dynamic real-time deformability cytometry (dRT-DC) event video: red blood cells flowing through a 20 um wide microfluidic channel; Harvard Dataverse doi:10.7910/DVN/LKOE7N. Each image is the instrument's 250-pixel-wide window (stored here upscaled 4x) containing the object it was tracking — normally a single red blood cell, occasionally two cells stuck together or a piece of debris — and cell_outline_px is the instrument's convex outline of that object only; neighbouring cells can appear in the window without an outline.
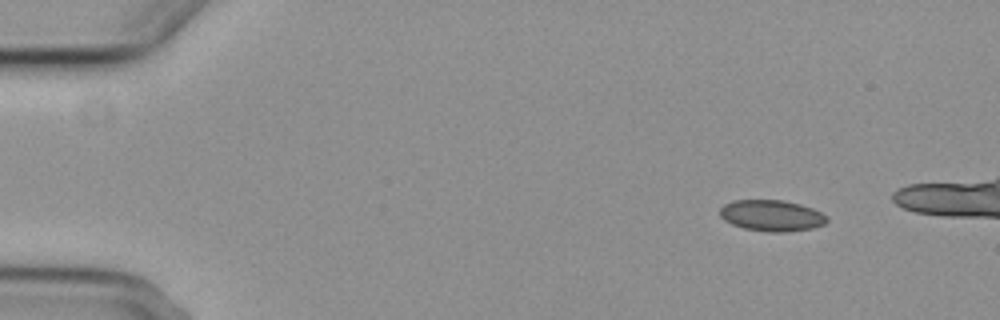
{"species": "common noctule bat (a hibernating species)", "species_latin": "Nyctalus noctula", "temperature_condition": "cold", "stored_images_in_passage": 5, "segment_of_instrument_passage": [2, 2], "camera_frame_rate_fps": 3000, "um_per_image_px": 0.085, "animal": {"sex": "female", "body_mass_g": 29.2, "forearm_length_mm": 56.3}, "frame": {"image": 1, "passage_image": 5, "time_ms": 6.0, "image_size_px": [1000, 320], "cell_outline_px": [[828, 220], [824, 224], [812, 228], [784, 232], [768, 232], [744, 228], [732, 224], [724, 220], [720, 216], [720, 208], [724, 204], [732, 200], [780, 200], [800, 204], [812, 208], [828, 216]], "centroid_in_image_um": [65.58, 18.32], "position_along_channel_um": 19.4, "area_um2": 19.42}}